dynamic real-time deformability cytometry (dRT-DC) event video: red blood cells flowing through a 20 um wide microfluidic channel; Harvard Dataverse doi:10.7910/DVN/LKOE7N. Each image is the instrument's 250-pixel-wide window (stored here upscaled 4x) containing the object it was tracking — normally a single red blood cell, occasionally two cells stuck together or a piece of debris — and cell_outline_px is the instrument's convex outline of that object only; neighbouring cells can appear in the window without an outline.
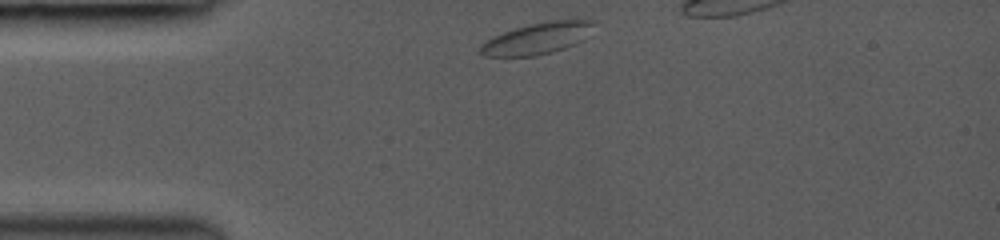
{"species": "common noctule bat (a hibernating species)", "species_latin": "Nyctalus noctula", "temperature_condition": "room temperature", "stored_images_in_passage": 22, "camera_frame_rate_fps": 3000, "um_per_image_px": 0.085, "animal": {"sex": "female", "body_mass_g": 19.0, "forearm_length_mm": 53.3}, "frame": {"image": 1, "passage_image": 1, "time_ms": 0.0, "image_size_px": [1000, 240], "cell_outline_px": [[596, 20], [584, 40], [576, 44], [552, 52], [536, 56], [484, 56], [480, 52], [480, 44], [492, 36], [528, 24], [572, 16]], "centroid_in_image_um": [45.75, 3.21], "position_along_channel_um": 39.2, "area_um2": 21.44}}
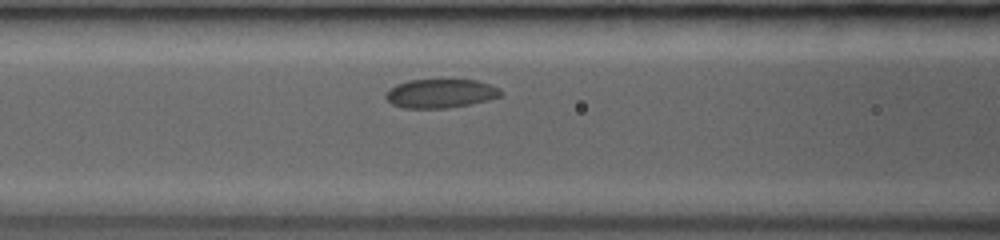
{"frame": {"image": 2, "passage_image": 16, "time_ms": 3.0, "image_size_px": [1000, 240], "cell_outline_px": [[504, 92], [500, 96], [488, 100], [448, 108], [404, 108], [392, 104], [384, 96], [388, 88], [396, 84], [408, 80], [476, 80], [500, 88]], "centroid_in_image_um": [37.42, 7.94], "position_along_channel_um": 129.2, "area_um2": 19.36}}
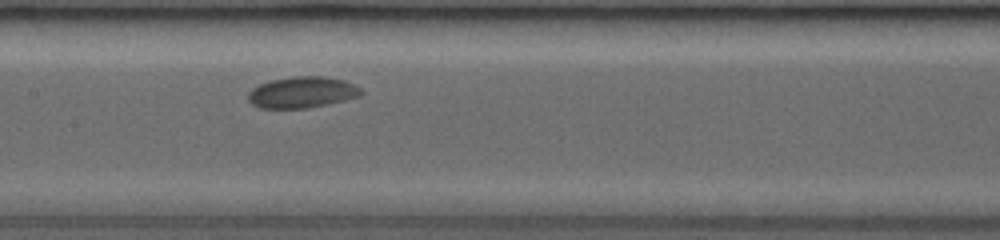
{"frame": {"image": 3, "passage_image": 19, "time_ms": 4.333, "image_size_px": [1000, 240], "cell_outline_px": [[364, 92], [360, 96], [344, 100], [308, 108], [260, 108], [252, 104], [248, 100], [248, 92], [252, 88], [260, 84], [272, 80], [292, 76], [324, 76], [344, 80], [360, 88]], "centroid_in_image_um": [25.67, 7.84], "position_along_channel_um": 181.7, "area_um2": 20.52}}